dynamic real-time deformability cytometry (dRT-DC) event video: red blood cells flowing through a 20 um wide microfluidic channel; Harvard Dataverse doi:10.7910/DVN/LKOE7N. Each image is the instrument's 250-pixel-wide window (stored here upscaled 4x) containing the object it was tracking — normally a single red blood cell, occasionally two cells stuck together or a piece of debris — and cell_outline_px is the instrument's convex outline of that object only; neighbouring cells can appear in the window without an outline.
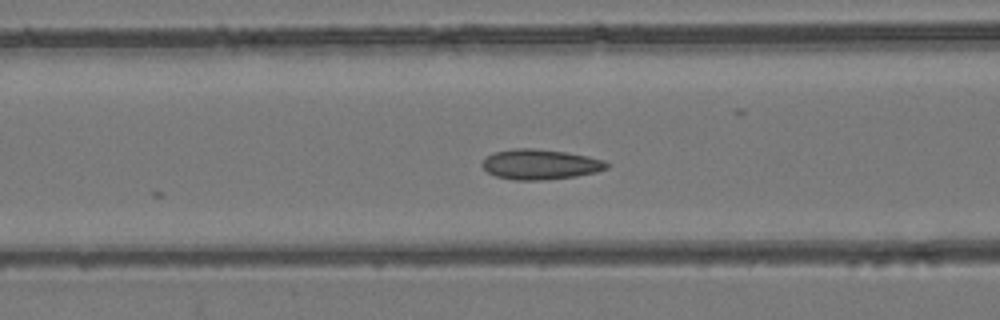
{"species": "common noctule bat (a hibernating species)", "species_latin": "Nyctalus noctula", "temperature_condition": "room temperature", "stored_images_in_passage": 26, "camera_frame_rate_fps": 3000, "um_per_image_px": 0.085, "animal": {"sex": "female", "body_mass_g": 24.6, "forearm_length_mm": 56.2}, "frame": {"image": 1, "passage_image": 22, "time_ms": 7.0, "image_size_px": [1000, 320], "cell_outline_px": [[608, 168], [596, 172], [576, 176], [544, 180], [516, 180], [496, 176], [488, 172], [480, 164], [492, 152], [516, 148], [532, 148], [564, 152], [588, 156], [604, 160], [608, 164]], "centroid_in_image_um": [45.91, 13.97], "position_along_channel_um": 120.7, "area_um2": 21.79}}
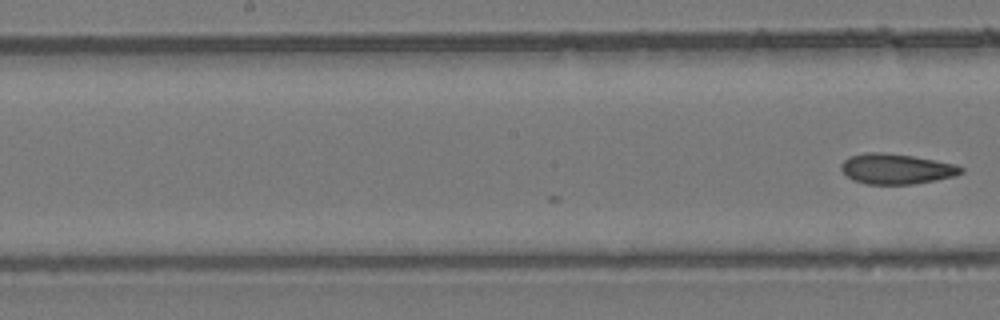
{"frame": {"image": 2, "passage_image": 26, "time_ms": 8.333, "image_size_px": [1000, 320], "cell_outline_px": [[964, 172], [956, 176], [936, 180], [912, 184], [868, 184], [852, 180], [840, 168], [840, 164], [844, 160], [852, 156], [868, 152], [884, 152], [912, 156], [956, 164], [964, 168]], "centroid_in_image_um": [76.21, 14.36], "position_along_channel_um": 172.0, "area_um2": 21.15}}